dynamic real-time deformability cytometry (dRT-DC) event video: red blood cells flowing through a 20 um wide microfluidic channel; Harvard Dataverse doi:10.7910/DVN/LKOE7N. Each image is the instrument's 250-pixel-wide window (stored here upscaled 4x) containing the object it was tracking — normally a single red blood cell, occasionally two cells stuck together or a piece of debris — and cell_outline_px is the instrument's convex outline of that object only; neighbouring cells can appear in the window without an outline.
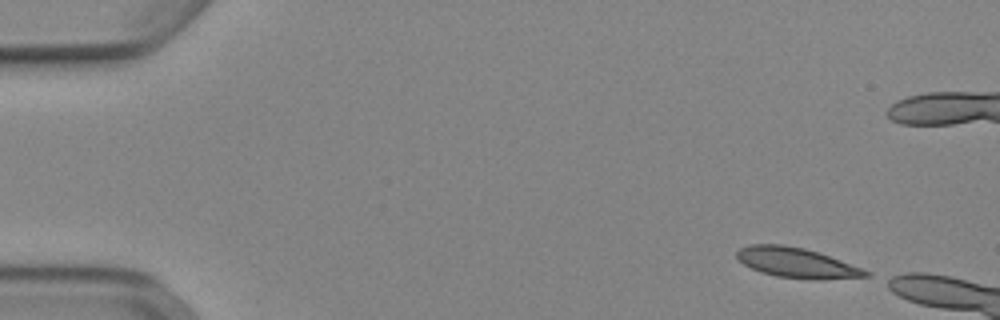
{"species": "Egyptian fruit bat (a non-hibernating species)", "species_latin": "Rousettus aegyptiacus", "temperature_condition": "cold", "stored_images_in_passage": 7, "camera_frame_rate_fps": 3000, "um_per_image_px": 0.085, "animal": {"sex": "female"}, "frame": {"image": 1, "passage_image": 1, "time_ms": 0.0, "image_size_px": [1000, 320], "cell_outline_px": [[872, 276], [820, 280], [816, 280], [776, 276], [760, 272], [744, 264], [736, 256], [736, 252], [740, 248], [748, 244], [784, 244], [804, 248], [840, 260], [872, 272]], "centroid_in_image_um": [67.72, 22.34], "position_along_channel_um": 17.3, "area_um2": 22.54}}